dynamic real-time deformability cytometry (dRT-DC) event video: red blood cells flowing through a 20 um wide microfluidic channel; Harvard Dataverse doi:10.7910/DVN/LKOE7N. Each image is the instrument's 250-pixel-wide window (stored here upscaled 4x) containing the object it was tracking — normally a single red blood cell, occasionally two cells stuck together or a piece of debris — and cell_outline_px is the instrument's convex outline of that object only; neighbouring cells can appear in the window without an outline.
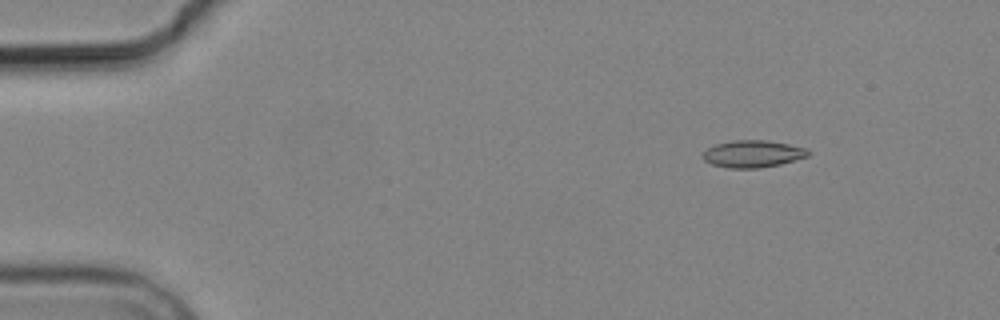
{"species": "common noctule bat (a hibernating species)", "species_latin": "Nyctalus noctula", "temperature_condition": "cold", "stored_images_in_passage": 6, "camera_frame_rate_fps": 3000, "um_per_image_px": 0.085, "animal": {"sex": "male", "body_mass_g": 19.2, "forearm_length_mm": 51.8}, "frame": {"image": 1, "passage_image": 3, "time_ms": 2.333, "image_size_px": [1000, 320], "cell_outline_px": [[808, 156], [780, 164], [760, 168], [728, 168], [712, 164], [704, 160], [700, 156], [708, 148], [716, 144], [732, 140], [768, 140], [808, 148]], "centroid_in_image_um": [63.97, 13.07], "position_along_channel_um": 21.0, "area_um2": 16.65}}
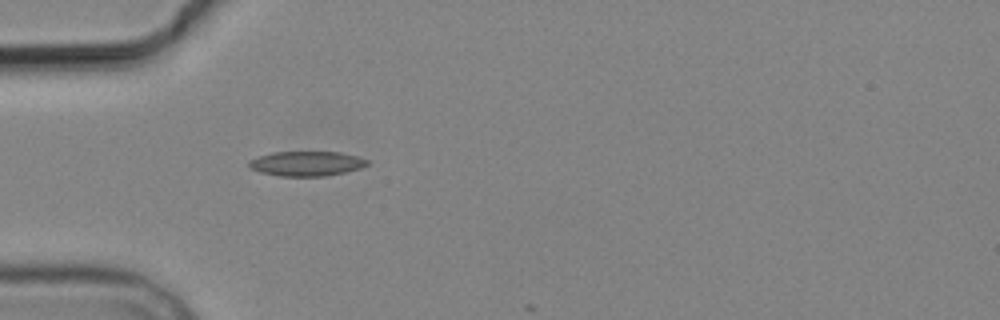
{"frame": {"image": 2, "passage_image": 6, "time_ms": 5.667, "image_size_px": [1000, 320], "cell_outline_px": [[368, 164], [360, 168], [344, 172], [324, 176], [280, 176], [260, 172], [248, 168], [248, 160], [256, 156], [272, 152], [340, 152], [356, 156], [368, 160]], "centroid_in_image_um": [25.98, 13.9], "position_along_channel_um": 59.0, "area_um2": 17.11}}